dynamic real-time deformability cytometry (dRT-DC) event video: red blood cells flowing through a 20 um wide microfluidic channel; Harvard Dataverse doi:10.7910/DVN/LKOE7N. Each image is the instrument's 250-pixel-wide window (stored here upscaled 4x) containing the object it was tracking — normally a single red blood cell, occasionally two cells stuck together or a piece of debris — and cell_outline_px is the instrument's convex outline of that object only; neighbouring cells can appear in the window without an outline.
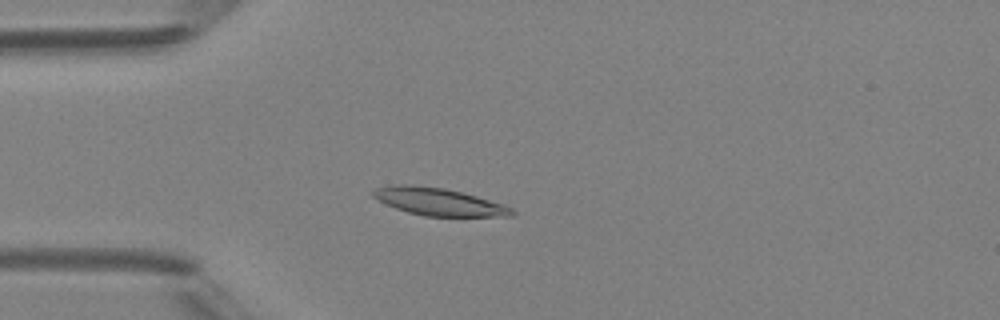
{"species": "Egyptian fruit bat (a non-hibernating species)", "species_latin": "Rousettus aegyptiacus", "temperature_condition": "room temperature", "stored_images_in_passage": 3, "camera_frame_rate_fps": 3000, "um_per_image_px": 0.085, "animal": {"sex": "female"}, "frame": {"image": 1, "passage_image": 3, "time_ms": 2.333, "image_size_px": [1000, 320], "cell_outline_px": [[516, 212], [512, 216], [424, 216], [408, 212], [396, 208], [372, 196], [372, 192], [376, 188], [396, 184], [408, 184], [444, 188], [476, 196], [504, 204], [512, 208]], "centroid_in_image_um": [37.31, 17.15], "position_along_channel_um": 47.7, "area_um2": 21.96}}